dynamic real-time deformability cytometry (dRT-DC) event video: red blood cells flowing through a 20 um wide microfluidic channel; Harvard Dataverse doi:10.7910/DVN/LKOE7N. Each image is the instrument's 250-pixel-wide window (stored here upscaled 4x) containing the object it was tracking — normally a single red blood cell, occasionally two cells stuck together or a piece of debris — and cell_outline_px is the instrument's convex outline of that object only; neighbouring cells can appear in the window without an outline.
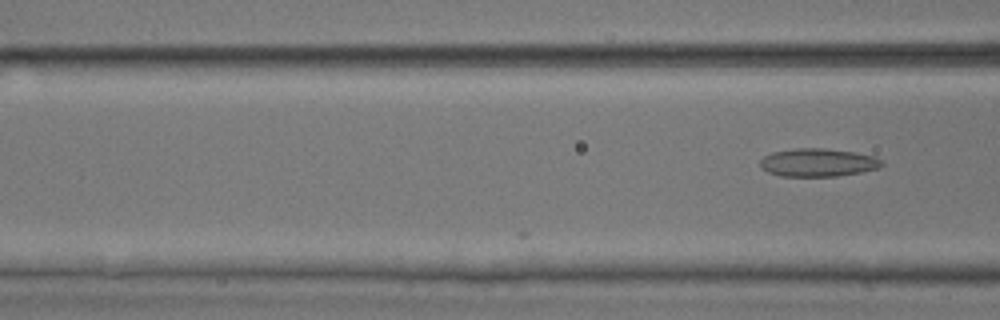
{"species": "common noctule bat (a hibernating species)", "species_latin": "Nyctalus noctula", "temperature_condition": "room temperature", "stored_images_in_passage": 19, "camera_frame_rate_fps": 3000, "um_per_image_px": 0.085, "animal": {"sex": "male", "body_mass_g": 17.9, "forearm_length_mm": 54.2}, "frame": {"image": 1, "passage_image": 19, "time_ms": 6.0, "image_size_px": [1000, 320], "cell_outline_px": [[884, 164], [876, 168], [860, 172], [836, 176], [780, 176], [768, 172], [760, 168], [760, 160], [764, 156], [772, 152], [796, 148], [824, 148], [856, 152], [876, 156]], "centroid_in_image_um": [69.5, 13.81], "position_along_channel_um": 97.1, "area_um2": 19.94}}